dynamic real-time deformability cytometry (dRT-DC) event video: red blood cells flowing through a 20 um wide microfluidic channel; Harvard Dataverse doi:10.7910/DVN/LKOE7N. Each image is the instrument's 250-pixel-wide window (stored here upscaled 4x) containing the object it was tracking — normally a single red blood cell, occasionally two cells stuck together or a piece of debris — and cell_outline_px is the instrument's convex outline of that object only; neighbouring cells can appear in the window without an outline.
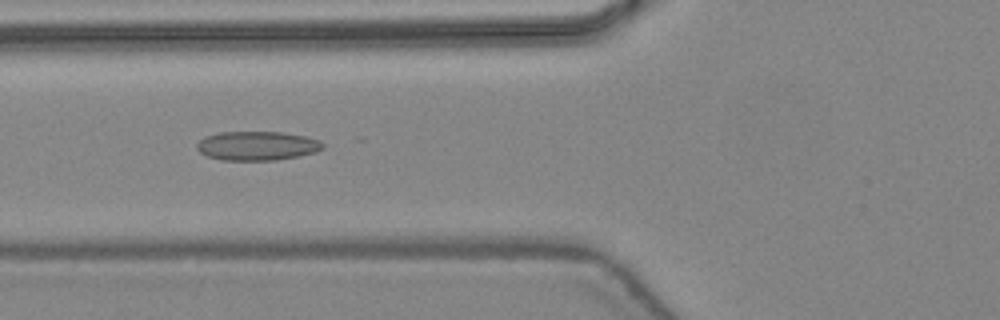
{"species": "common noctule bat (a hibernating species)", "species_latin": "Nyctalus noctula", "temperature_condition": "warm", "stored_images_in_passage": 9, "camera_frame_rate_fps": 3000, "um_per_image_px": 0.085, "animal": {"sex": "female", "body_mass_g": 24.6, "forearm_length_mm": 56.2}, "frame": {"image": 1, "passage_image": 6, "time_ms": 1.667, "image_size_px": [1000, 320], "cell_outline_px": [[324, 148], [316, 152], [300, 156], [276, 160], [220, 160], [208, 156], [200, 152], [196, 148], [196, 144], [204, 136], [220, 132], [284, 132], [304, 136], [320, 140], [324, 144]], "centroid_in_image_um": [21.86, 12.39], "position_along_channel_um": 103.9, "area_um2": 21.5}}